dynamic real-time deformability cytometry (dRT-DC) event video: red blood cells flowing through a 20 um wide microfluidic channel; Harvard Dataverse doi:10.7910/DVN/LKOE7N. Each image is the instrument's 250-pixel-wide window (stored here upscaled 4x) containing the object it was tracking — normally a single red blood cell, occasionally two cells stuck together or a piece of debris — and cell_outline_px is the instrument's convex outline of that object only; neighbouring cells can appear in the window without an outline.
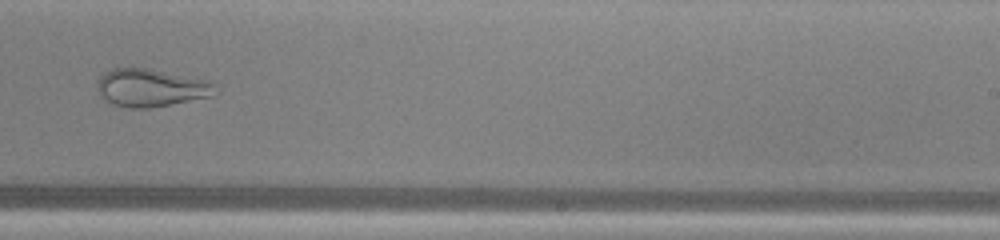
{"species": "common noctule bat (a hibernating species)", "species_latin": "Nyctalus noctula", "temperature_condition": "warm", "stored_images_in_passage": 46, "camera_frame_rate_fps": 3000, "um_per_image_px": 0.085, "animal": {"sex": "male", "body_mass_g": 13.0, "forearm_length_mm": 53.1}, "frame": {"image": 1, "passage_image": 27, "time_ms": 8.667, "image_size_px": [1000, 240], "cell_outline_px": [[220, 92], [212, 96], [152, 108], [128, 108], [104, 100], [100, 96], [96, 88], [100, 76], [104, 72], [112, 68], [148, 68], [208, 80], [216, 84]], "centroid_in_image_um": [12.86, 7.46], "position_along_channel_um": 276.1, "area_um2": 26.3}}